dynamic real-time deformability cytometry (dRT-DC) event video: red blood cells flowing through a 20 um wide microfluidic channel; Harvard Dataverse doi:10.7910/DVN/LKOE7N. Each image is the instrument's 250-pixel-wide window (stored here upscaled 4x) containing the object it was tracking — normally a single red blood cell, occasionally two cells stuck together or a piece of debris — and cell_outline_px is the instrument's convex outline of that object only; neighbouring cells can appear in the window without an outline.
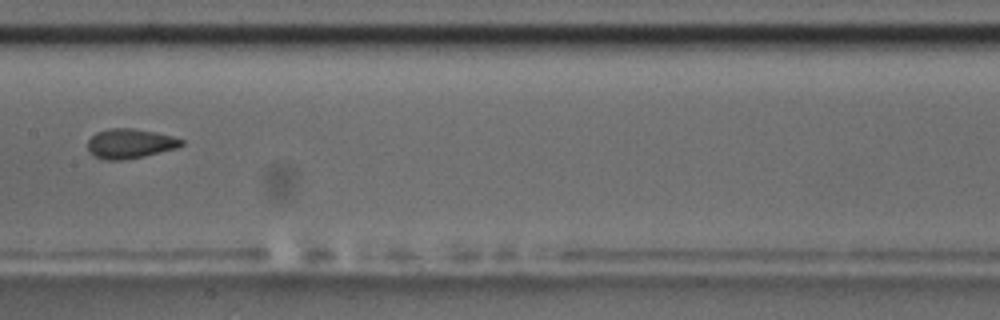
{"species": "common noctule bat (a hibernating species)", "species_latin": "Nyctalus noctula", "temperature_condition": "room temperature", "stored_images_in_passage": 9, "camera_frame_rate_fps": 3000, "um_per_image_px": 0.085, "animal": {"sex": "male", "body_mass_g": 17.5, "forearm_length_mm": 52.3}, "frame": {"image": 1, "passage_image": 7, "time_ms": 7.0, "image_size_px": [1000, 320], "cell_outline_px": [[184, 144], [176, 148], [144, 156], [124, 160], [104, 160], [88, 152], [88, 140], [96, 132], [108, 128], [132, 128], [172, 136], [184, 140]], "centroid_in_image_um": [11.02, 12.21], "position_along_channel_um": 196.4, "area_um2": 16.13}}